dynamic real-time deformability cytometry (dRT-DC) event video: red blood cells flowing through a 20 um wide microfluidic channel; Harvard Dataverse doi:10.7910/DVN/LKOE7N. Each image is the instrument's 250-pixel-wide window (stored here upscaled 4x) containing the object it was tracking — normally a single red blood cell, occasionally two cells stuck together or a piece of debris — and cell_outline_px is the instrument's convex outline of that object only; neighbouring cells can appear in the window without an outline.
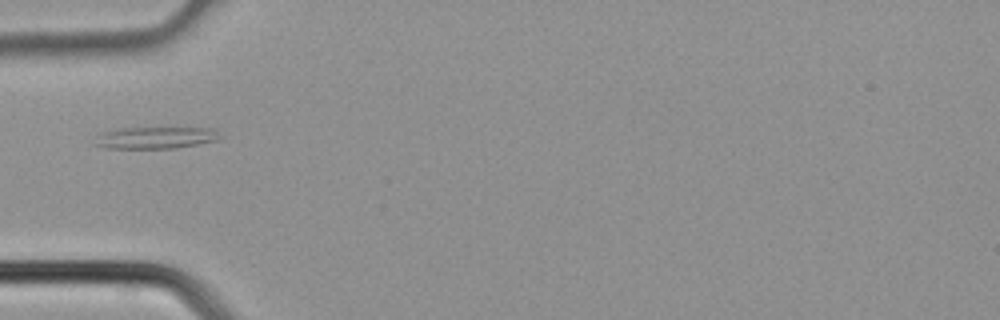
{"species": "common noctule bat (a hibernating species)", "species_latin": "Nyctalus noctula", "temperature_condition": "cold", "stored_images_in_passage": 2, "camera_frame_rate_fps": 3000, "um_per_image_px": 0.085, "animal": {"sex": "male", "body_mass_g": 21.5, "forearm_length_mm": 52.0}, "frame": {"image": 1, "passage_image": 2, "time_ms": 0.333, "image_size_px": [1000, 320], "cell_outline_px": [[220, 136], [216, 140], [176, 148], [108, 148], [92, 144], [96, 136], [104, 132], [120, 128], [216, 128]], "centroid_in_image_um": [13.19, 11.7], "position_along_channel_um": 71.8, "area_um2": 15.78}}